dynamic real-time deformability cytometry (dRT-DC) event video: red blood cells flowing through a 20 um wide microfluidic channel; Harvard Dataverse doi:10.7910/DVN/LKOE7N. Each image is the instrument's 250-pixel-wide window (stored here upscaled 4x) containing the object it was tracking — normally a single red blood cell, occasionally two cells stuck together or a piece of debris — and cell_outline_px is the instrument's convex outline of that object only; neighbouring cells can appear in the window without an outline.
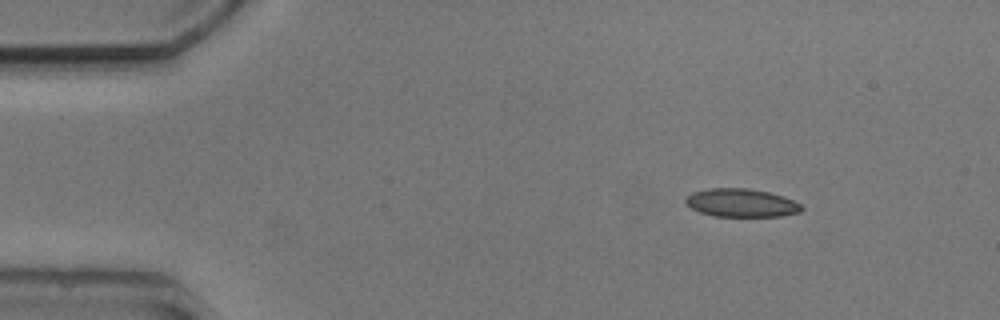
{"species": "common noctule bat (a hibernating species)", "species_latin": "Nyctalus noctula", "temperature_condition": "cold", "stored_images_in_passage": 3, "camera_frame_rate_fps": 3000, "um_per_image_px": 0.085, "animal": {"sex": "male", "body_mass_g": 20.5, "forearm_length_mm": 52.5}, "frame": {"image": 1, "passage_image": 1, "time_ms": 0.0, "image_size_px": [1000, 320], "cell_outline_px": [[804, 208], [800, 212], [780, 216], [712, 216], [700, 212], [692, 208], [684, 200], [692, 192], [708, 188], [748, 188], [768, 192], [784, 196], [800, 204]], "centroid_in_image_um": [63.02, 17.24], "position_along_channel_um": 22.0, "area_um2": 19.02}}